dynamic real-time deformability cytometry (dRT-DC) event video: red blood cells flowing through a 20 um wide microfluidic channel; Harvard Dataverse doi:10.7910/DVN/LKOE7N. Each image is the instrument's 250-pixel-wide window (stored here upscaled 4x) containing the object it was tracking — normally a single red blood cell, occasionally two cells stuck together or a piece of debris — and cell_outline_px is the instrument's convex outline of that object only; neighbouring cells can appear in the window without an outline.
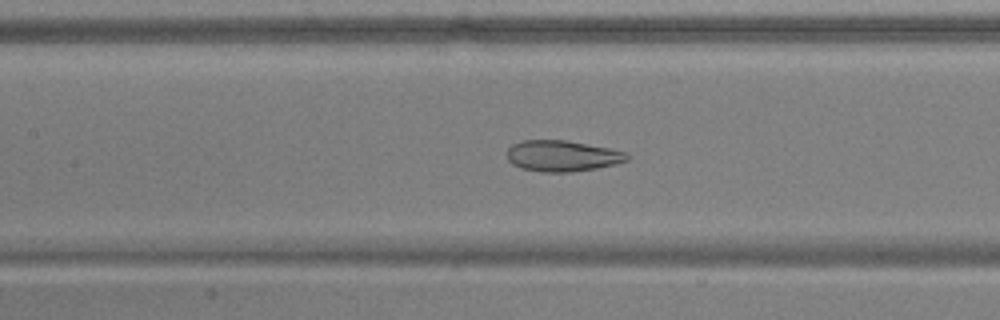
{"species": "common noctule bat (a hibernating species)", "species_latin": "Nyctalus noctula", "temperature_condition": "warm", "stored_images_in_passage": 52, "camera_frame_rate_fps": 3000, "um_per_image_px": 0.085, "animal": {"sex": "male", "body_mass_g": 17.9, "forearm_length_mm": 54.2}, "frame": {"image": 1, "passage_image": 24, "time_ms": 7.667, "image_size_px": [1000, 320], "cell_outline_px": [[628, 160], [616, 164], [596, 168], [572, 172], [544, 172], [520, 168], [512, 164], [508, 160], [508, 148], [512, 144], [520, 140], [564, 140], [608, 148], [628, 152]], "centroid_in_image_um": [47.78, 13.25], "position_along_channel_um": 159.6, "area_um2": 21.68}}
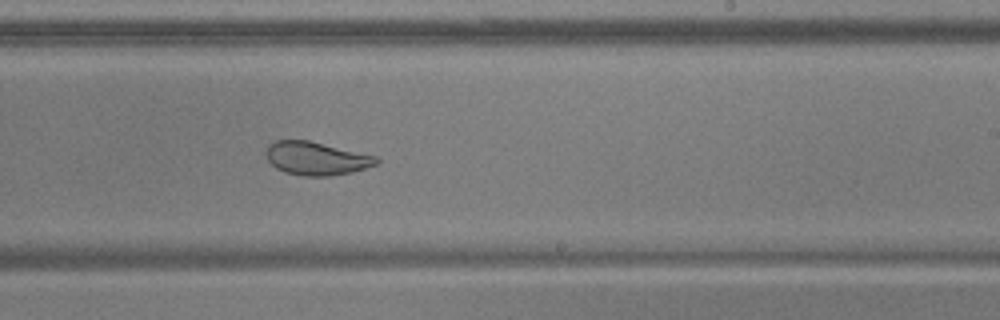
{"frame": {"image": 2, "passage_image": 32, "time_ms": 10.333, "image_size_px": [1000, 320], "cell_outline_px": [[380, 160], [376, 164], [352, 172], [332, 176], [304, 176], [284, 172], [276, 168], [268, 160], [268, 144], [276, 140], [308, 140], [376, 156]], "centroid_in_image_um": [26.89, 13.47], "position_along_channel_um": 262.1, "area_um2": 21.15}}
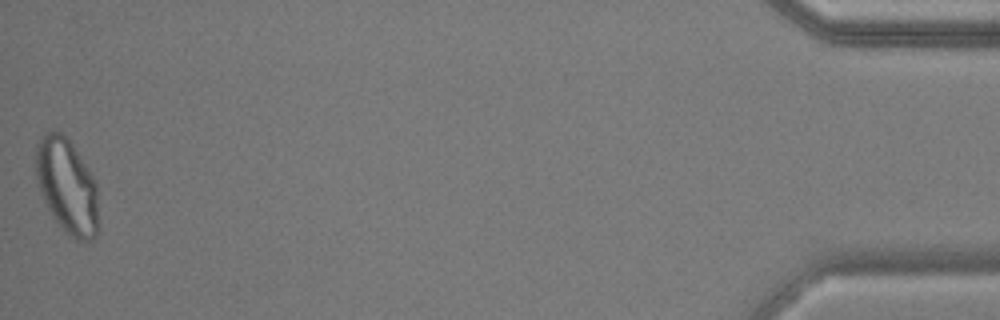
{"frame": {"image": 3, "passage_image": 52, "time_ms": 17.0, "image_size_px": [1000, 320], "cell_outline_px": [[100, 228], [96, 236], [92, 240], [76, 240], [52, 216], [44, 200], [36, 176], [36, 144], [40, 136], [44, 132], [60, 132], [72, 144], [80, 156], [92, 176], [96, 184]], "centroid_in_image_um": [5.72, 15.83], "position_along_channel_um": 429.5, "area_um2": 34.39}, "authors_computed_cell_mechanics": {"area_um2": 28.9867, "velocity_mm_per_s": 3.8622, "shape_relaxation_time_tau1_ms": null, "shape_relaxation_time_tau2_ms": 0.9399, "deformation_change_tau1": null, "deformation_change_tau2": 0.071}}